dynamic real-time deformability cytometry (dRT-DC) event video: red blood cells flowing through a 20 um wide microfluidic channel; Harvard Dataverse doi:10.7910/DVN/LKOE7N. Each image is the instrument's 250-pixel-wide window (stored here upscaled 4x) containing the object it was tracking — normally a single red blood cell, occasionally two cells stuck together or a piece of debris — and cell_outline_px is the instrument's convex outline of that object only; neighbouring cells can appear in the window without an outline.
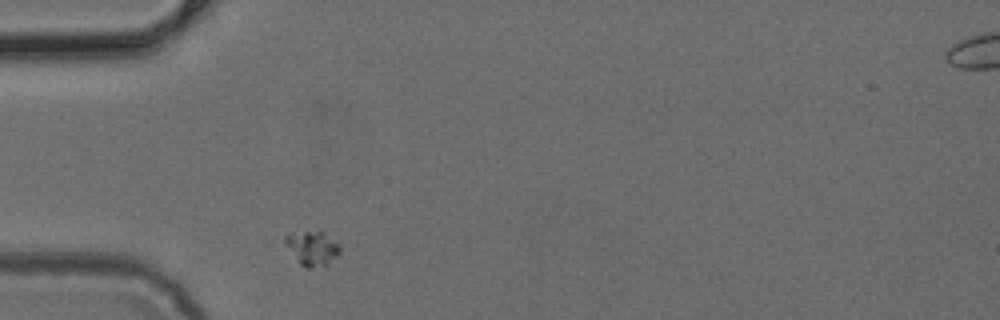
{"species": "common noctule bat (a hibernating species)", "species_latin": "Nyctalus noctula", "temperature_condition": "cold", "stored_images_in_passage": 1, "camera_frame_rate_fps": 3000, "um_per_image_px": 0.085, "animal": {"sex": "female", "body_mass_g": 24.6, "forearm_length_mm": 56.2}, "frame": {"image": 1, "passage_image": 1, "time_ms": 0.0, "image_size_px": [1000, 320], "cell_outline_px": [[340, 252], [328, 264], [308, 268], [304, 268], [300, 264], [284, 244], [284, 240], [288, 236], [304, 232], [324, 232], [336, 240], [340, 244]], "centroid_in_image_um": [26.58, 21.12], "position_along_channel_um": 58.4, "area_um2": 10.69}}